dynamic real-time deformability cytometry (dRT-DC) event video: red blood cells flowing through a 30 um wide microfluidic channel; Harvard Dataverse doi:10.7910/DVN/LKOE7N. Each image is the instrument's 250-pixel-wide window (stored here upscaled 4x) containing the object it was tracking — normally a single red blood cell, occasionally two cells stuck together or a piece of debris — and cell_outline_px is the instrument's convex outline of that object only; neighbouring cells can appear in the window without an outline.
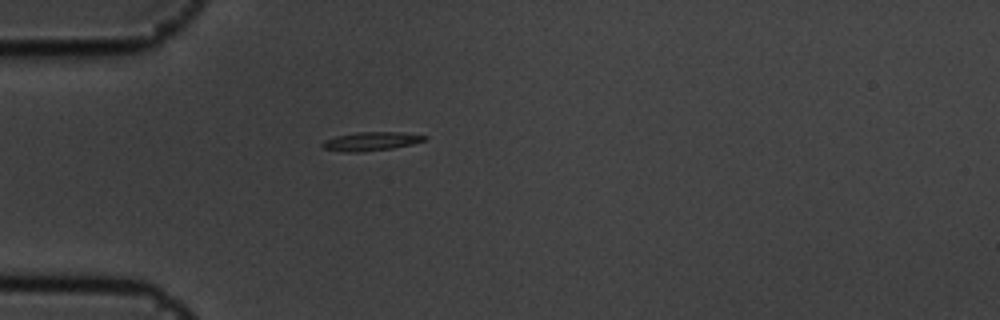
{"species": "common noctule bat (a hibernating species)", "species_latin": "Nyctalus noctula", "temperature_condition": "cold", "stored_images_in_passage": 57, "camera_frame_rate_fps": 3000, "um_per_image_px": 0.085, "animal": {"sex": "male", "body_mass_g": 19.5, "forearm_length_mm": 54.6}, "frame": {"image": 1, "passage_image": 17, "time_ms": 5.333, "image_size_px": [1000, 320], "cell_outline_px": [[428, 136], [424, 140], [412, 144], [392, 148], [360, 152], [344, 152], [324, 148], [320, 144], [324, 140], [336, 136], [356, 132], [404, 132]], "centroid_in_image_um": [31.52, 12.0], "position_along_channel_um": 53.5, "area_um2": 11.1}}
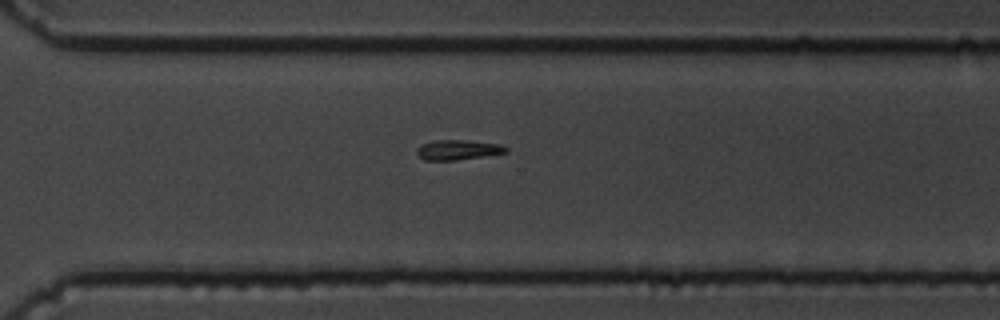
{"frame": {"image": 2, "passage_image": 41, "time_ms": 13.333, "image_size_px": [1000, 320], "cell_outline_px": [[508, 152], [484, 156], [456, 160], [424, 160], [416, 152], [416, 148], [424, 144], [436, 140], [468, 140], [496, 144], [508, 148]], "centroid_in_image_um": [38.92, 12.74], "position_along_channel_um": 331.7, "area_um2": 10.17}}
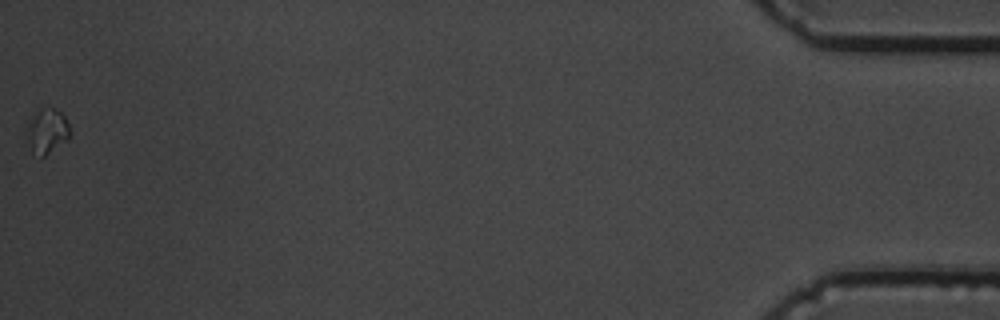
{"frame": {"image": 3, "passage_image": 57, "time_ms": 18.667, "image_size_px": [1000, 320], "cell_outline_px": [[68, 140], [44, 156], [40, 156], [32, 152], [24, 136], [24, 128], [28, 120], [44, 108], [52, 108], [60, 112], [64, 116], [68, 124]], "centroid_in_image_um": [3.92, 11.17], "position_along_channel_um": 431.3, "area_um2": 11.27}, "authors_computed_cell_mechanics": {"area_um2": 10.2306, "velocity_mm_per_s": 3.605, "shape_relaxation_time_tau1_ms": null, "shape_relaxation_time_tau2_ms": 6.7393, "deformation_change_tau1": null, "deformation_change_tau2": 0.1796}}